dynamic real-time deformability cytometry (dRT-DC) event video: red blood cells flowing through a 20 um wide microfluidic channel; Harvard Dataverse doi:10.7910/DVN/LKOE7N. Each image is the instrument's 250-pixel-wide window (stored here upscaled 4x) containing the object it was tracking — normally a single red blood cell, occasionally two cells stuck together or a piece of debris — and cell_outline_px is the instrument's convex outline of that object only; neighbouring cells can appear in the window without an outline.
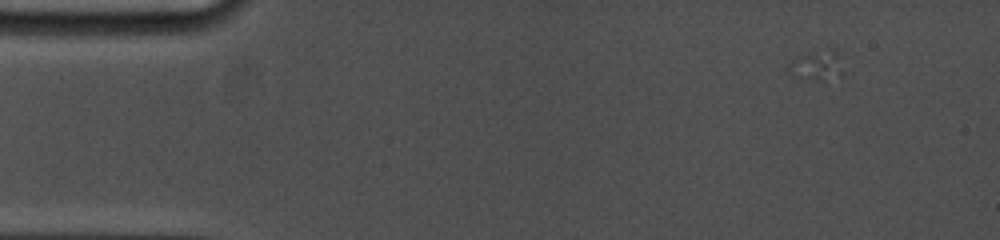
{"species": "common noctule bat (a hibernating species)", "species_latin": "Nyctalus noctula", "temperature_condition": "cold", "stored_images_in_passage": 23, "camera_frame_rate_fps": 5000, "um_per_image_px": 0.085, "animal": {"sex": "female", "body_mass_g": 19.0, "forearm_length_mm": 53.3}, "frame": {"image": 1, "passage_image": 1, "time_ms": 0.0, "image_size_px": [1000, 240], "cell_outline_px": [[844, 76], [824, 80], [820, 80], [792, 76], [784, 68], [796, 56], [828, 44], [840, 52], [844, 72]], "centroid_in_image_um": [69.49, 5.47], "position_along_channel_um": 15.5, "area_um2": 10.64}}